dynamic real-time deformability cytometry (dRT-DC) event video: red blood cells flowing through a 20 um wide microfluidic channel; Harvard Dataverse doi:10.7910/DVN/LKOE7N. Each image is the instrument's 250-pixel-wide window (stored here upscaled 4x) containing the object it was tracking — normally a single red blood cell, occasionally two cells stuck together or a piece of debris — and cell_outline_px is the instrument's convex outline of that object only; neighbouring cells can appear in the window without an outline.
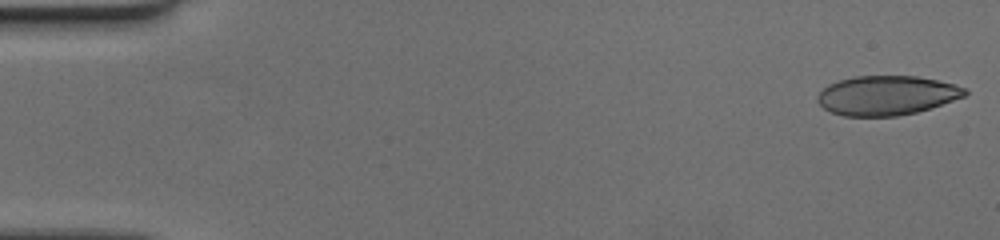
{"species": "human", "species_latin": "Homo sapiens", "temperature_condition": "cold", "stored_images_in_passage": 58, "camera_frame_rate_fps": 3000, "um_per_image_px": 0.085, "donor": {"sex": "female"}, "frame": {"image": 1, "passage_image": 1, "time_ms": 0.0, "image_size_px": [1000, 240], "cell_outline_px": [[968, 92], [964, 96], [916, 112], [896, 116], [844, 116], [832, 112], [824, 108], [816, 100], [816, 96], [828, 84], [840, 80], [856, 76], [916, 76], [956, 84], [964, 88]], "centroid_in_image_um": [75.33, 8.1], "position_along_channel_um": 9.7, "area_um2": 33.52}}
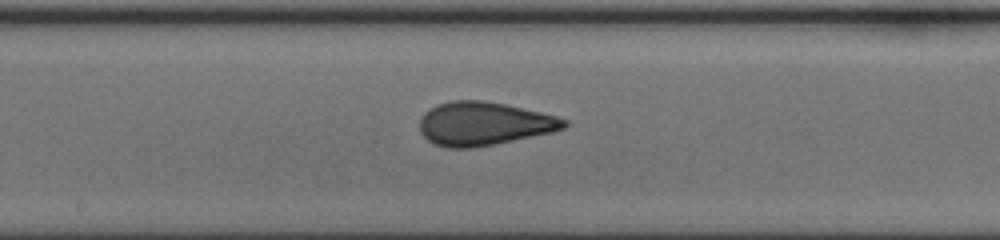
{"frame": {"image": 2, "passage_image": 31, "time_ms": 10.0, "image_size_px": [1000, 240], "cell_outline_px": [[568, 124], [564, 128], [552, 132], [496, 144], [472, 148], [448, 148], [432, 144], [420, 132], [420, 116], [424, 112], [436, 104], [452, 100], [484, 100], [504, 104], [540, 112], [556, 116], [568, 120]], "centroid_in_image_um": [41.09, 10.51], "position_along_channel_um": 207.1, "area_um2": 36.76}}
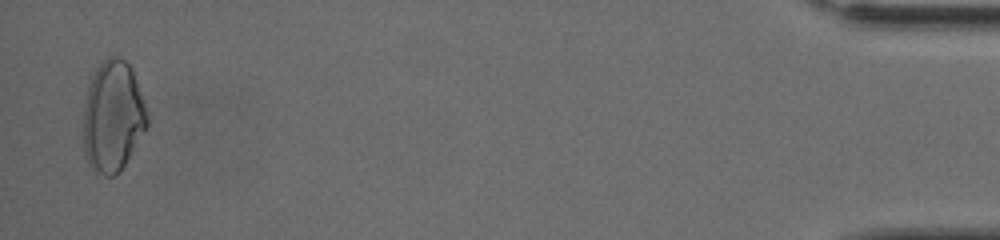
{"frame": {"image": 3, "passage_image": 57, "time_ms": 18.667, "image_size_px": [1000, 240], "cell_outline_px": [[148, 124], [120, 172], [112, 176], [104, 176], [92, 172], [88, 164], [84, 152], [84, 108], [88, 84], [96, 68], [108, 56], [120, 56], [132, 68], [148, 116]], "centroid_in_image_um": [9.57, 9.92], "position_along_channel_um": 425.6, "area_um2": 41.27}}